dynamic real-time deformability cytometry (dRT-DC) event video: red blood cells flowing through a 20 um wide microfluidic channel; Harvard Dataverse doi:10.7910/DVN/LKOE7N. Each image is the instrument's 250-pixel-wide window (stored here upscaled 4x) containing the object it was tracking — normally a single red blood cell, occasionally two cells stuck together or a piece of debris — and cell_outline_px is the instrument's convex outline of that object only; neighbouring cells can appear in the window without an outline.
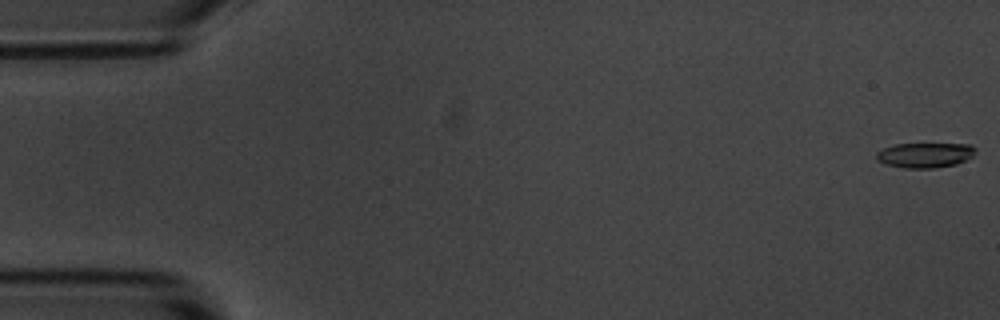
{"species": "common noctule bat (a hibernating species)", "species_latin": "Nyctalus noctula", "temperature_condition": "room temperature", "stored_images_in_passage": 57, "camera_frame_rate_fps": 3000, "um_per_image_px": 0.085, "animal": {"sex": "male", "body_mass_g": 20.1, "forearm_length_mm": 53.5}, "frame": {"image": 1, "passage_image": 1, "time_ms": 0.0, "image_size_px": [1000, 320], "cell_outline_px": [[976, 152], [972, 156], [956, 164], [936, 168], [904, 168], [884, 164], [876, 160], [876, 152], [884, 148], [896, 144], [972, 144], [976, 148]], "centroid_in_image_um": [78.61, 13.19], "position_along_channel_um": 6.4, "area_um2": 14.51}}
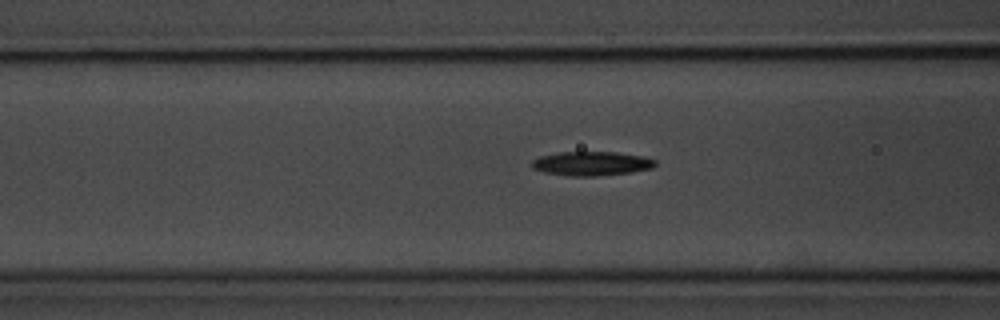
{"frame": {"image": 2, "passage_image": 22, "time_ms": 7.0, "image_size_px": [1000, 320], "cell_outline_px": [[656, 164], [652, 168], [632, 172], [596, 176], [568, 176], [544, 172], [532, 168], [532, 160], [540, 156], [560, 152], [616, 152], [644, 156], [656, 160]], "centroid_in_image_um": [50.29, 13.9], "position_along_channel_um": 116.3, "area_um2": 17.4}}
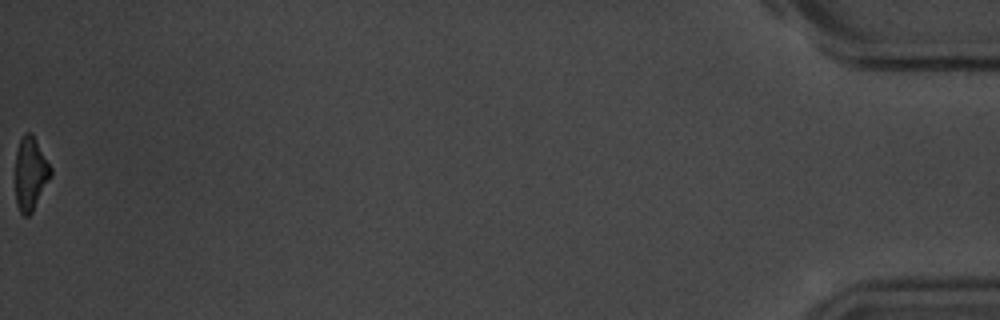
{"frame": {"image": 3, "passage_image": 57, "time_ms": 18.667, "image_size_px": [1000, 320], "cell_outline_px": [[52, 176], [32, 212], [28, 216], [24, 216], [20, 212], [16, 204], [16, 152], [20, 140], [24, 132], [32, 132], [52, 168]], "centroid_in_image_um": [2.61, 14.75], "position_along_channel_um": 432.6, "area_um2": 15.2}, "authors_computed_cell_mechanics": {"area_um2": 16.5308, "velocity_mm_per_s": 3.5823, "shape_relaxation_time_tau1_ms": 2.6614, "shape_relaxation_time_tau2_ms": null, "deformation_change_tau1": 0.1396, "deformation_change_tau2": null}}